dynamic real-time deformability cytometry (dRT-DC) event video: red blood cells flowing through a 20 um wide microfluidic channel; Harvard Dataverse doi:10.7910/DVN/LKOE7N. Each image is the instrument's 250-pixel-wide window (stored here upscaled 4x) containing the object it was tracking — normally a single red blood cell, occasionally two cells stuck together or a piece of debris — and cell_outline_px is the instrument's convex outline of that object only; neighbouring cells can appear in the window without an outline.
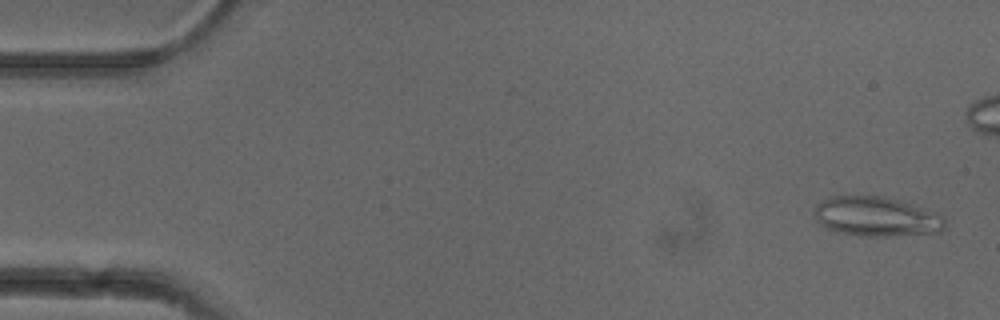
{"species": "common noctule bat (a hibernating species)", "species_latin": "Nyctalus noctula", "temperature_condition": "cold", "stored_images_in_passage": 45, "camera_frame_rate_fps": 3000, "um_per_image_px": 0.085, "animal": {"sex": "female"}, "frame": {"image": 1, "passage_image": 2, "time_ms": 0.333, "image_size_px": [1000, 320], "cell_outline_px": [[944, 228], [940, 232], [888, 236], [860, 236], [836, 232], [820, 224], [816, 220], [816, 204], [832, 196], [884, 196], [924, 208], [944, 216]], "centroid_in_image_um": [74.49, 18.42], "position_along_channel_um": 10.5, "area_um2": 29.88}}
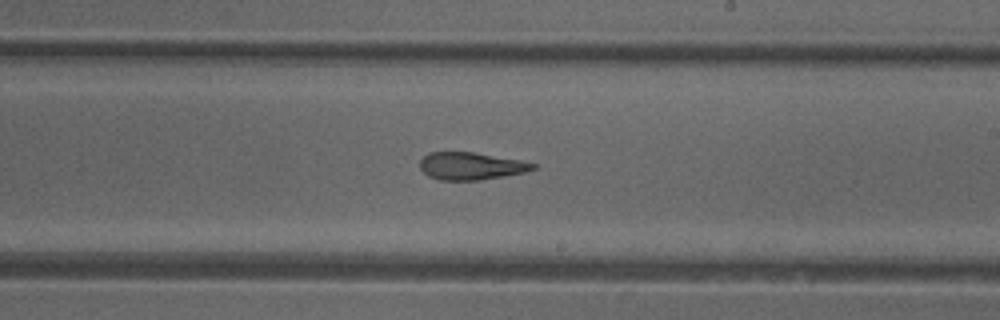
{"frame": {"image": 2, "passage_image": 30, "time_ms": 9.667, "image_size_px": [1000, 320], "cell_outline_px": [[536, 168], [524, 172], [504, 176], [480, 180], [440, 180], [428, 176], [420, 168], [420, 160], [428, 152], [472, 152], [520, 160], [536, 164]], "centroid_in_image_um": [40.0, 14.11], "position_along_channel_um": 249.0, "area_um2": 17.98}}
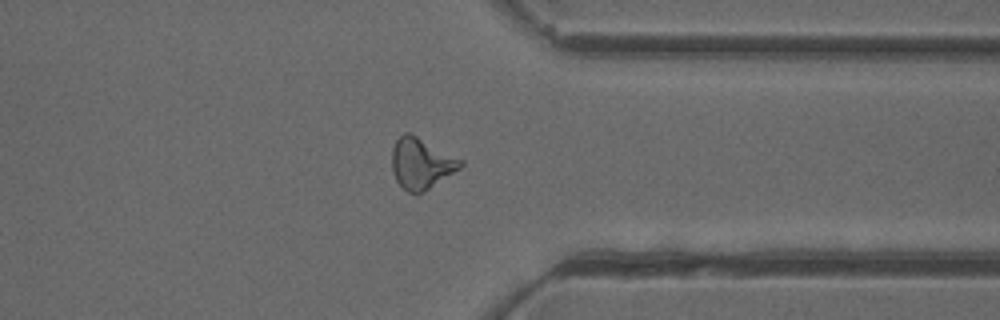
{"frame": {"image": 3, "passage_image": 40, "time_ms": 13.0, "image_size_px": [1000, 320], "cell_outline_px": [[464, 164], [460, 168], [424, 192], [416, 196], [408, 192], [396, 180], [392, 172], [392, 148], [396, 140], [404, 132], [408, 132], [464, 160]], "centroid_in_image_um": [35.8, 13.91], "position_along_channel_um": 375.6, "area_um2": 20.35}}